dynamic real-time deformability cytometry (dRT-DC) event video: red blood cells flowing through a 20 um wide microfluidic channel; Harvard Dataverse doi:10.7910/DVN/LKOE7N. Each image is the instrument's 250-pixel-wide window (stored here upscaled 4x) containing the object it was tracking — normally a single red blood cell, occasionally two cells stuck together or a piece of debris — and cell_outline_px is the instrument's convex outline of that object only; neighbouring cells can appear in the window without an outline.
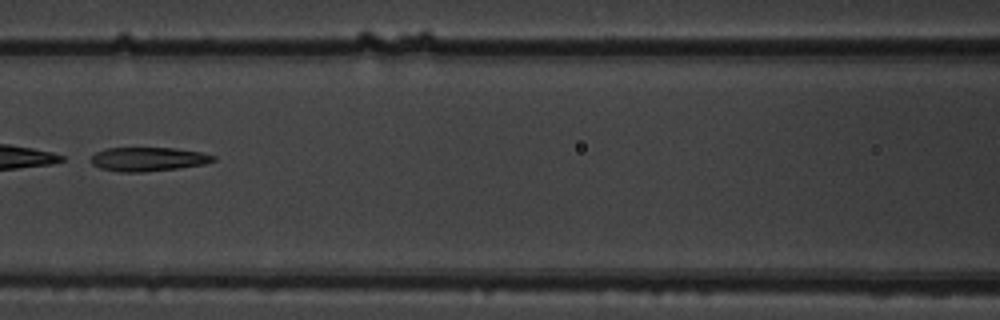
{"species": "common noctule bat (a hibernating species)", "species_latin": "Nyctalus noctula", "temperature_condition": "warm", "stored_images_in_passage": 7, "camera_frame_rate_fps": 3000, "um_per_image_px": 0.085, "animal": {"sex": "male", "body_mass_g": 19.5, "forearm_length_mm": 54.6}, "frame": {"image": 1, "passage_image": 7, "time_ms": 2.0, "image_size_px": [1000, 320], "cell_outline_px": [[216, 160], [204, 164], [176, 168], [144, 172], [120, 172], [100, 168], [92, 164], [92, 156], [96, 152], [108, 148], [172, 148], [200, 152], [216, 156]], "centroid_in_image_um": [12.59, 13.53], "position_along_channel_um": 154.0, "area_um2": 16.88}}